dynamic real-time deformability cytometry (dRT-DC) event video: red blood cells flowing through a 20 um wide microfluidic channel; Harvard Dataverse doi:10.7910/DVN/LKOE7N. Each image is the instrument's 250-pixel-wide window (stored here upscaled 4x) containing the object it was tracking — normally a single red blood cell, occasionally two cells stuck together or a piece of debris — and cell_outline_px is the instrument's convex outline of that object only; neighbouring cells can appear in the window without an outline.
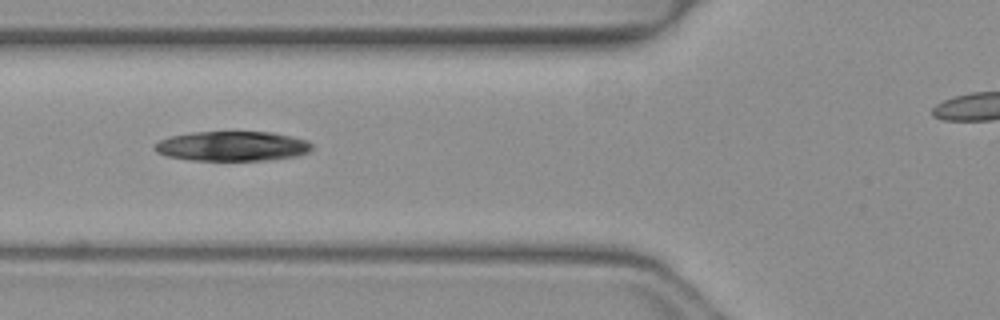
{"species": "common noctule bat (a hibernating species)", "species_latin": "Nyctalus noctula", "temperature_condition": "warm", "stored_images_in_passage": 17, "camera_frame_rate_fps": 3000, "um_per_image_px": 0.085, "animal": {"sex": "female", "body_mass_g": 19.3, "forearm_length_mm": 54.1}, "frame": {"image": 1, "passage_image": 6, "time_ms": 1.667, "image_size_px": [1000, 320], "cell_outline_px": [[312, 148], [308, 152], [296, 156], [268, 160], [188, 160], [168, 156], [156, 152], [152, 148], [160, 140], [172, 136], [192, 132], [272, 132], [292, 136], [308, 140], [312, 144]], "centroid_in_image_um": [19.76, 12.42], "position_along_channel_um": 106.0, "area_um2": 27.28}}
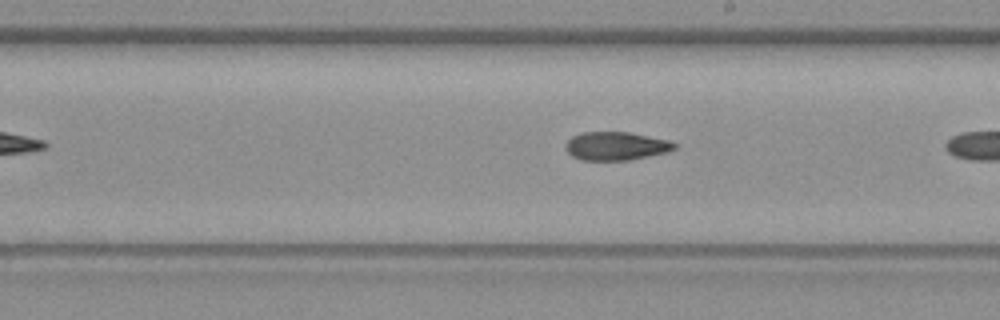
{"frame": {"image": 2, "passage_image": 13, "time_ms": 4.0, "image_size_px": [1000, 320], "cell_outline_px": [[676, 148], [668, 152], [632, 160], [580, 160], [572, 156], [564, 148], [564, 144], [572, 136], [580, 132], [628, 132], [668, 140], [676, 144]], "centroid_in_image_um": [52.33, 12.42], "position_along_channel_um": 236.7, "area_um2": 18.15}}